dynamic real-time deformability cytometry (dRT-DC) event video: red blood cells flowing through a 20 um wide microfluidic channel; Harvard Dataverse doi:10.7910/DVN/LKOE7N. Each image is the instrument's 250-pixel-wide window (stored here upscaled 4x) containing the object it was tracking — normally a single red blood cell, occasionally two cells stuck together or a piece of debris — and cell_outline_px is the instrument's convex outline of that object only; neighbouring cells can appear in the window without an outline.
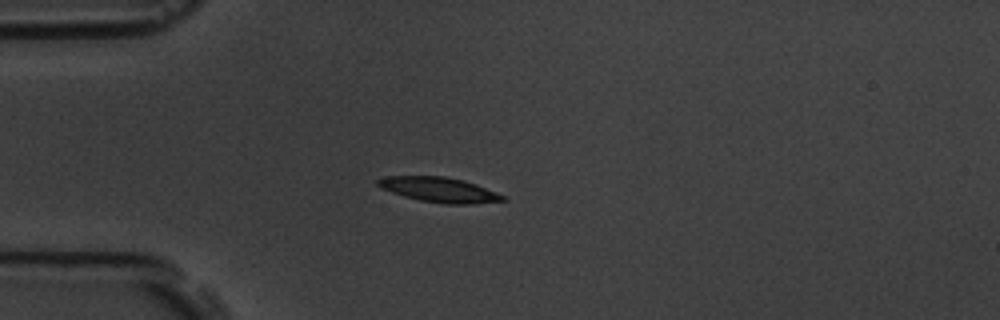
{"species": "common noctule bat (a hibernating species)", "species_latin": "Nyctalus noctula", "temperature_condition": "room temperature", "stored_images_in_passage": 7, "camera_frame_rate_fps": 3000, "um_per_image_px": 0.085, "animal": {"sex": "male", "body_mass_g": 19.5, "forearm_length_mm": 54.6}, "frame": {"image": 1, "passage_image": 4, "time_ms": 3.667, "image_size_px": [1000, 320], "cell_outline_px": [[508, 200], [472, 204], [444, 204], [420, 200], [404, 196], [380, 188], [376, 184], [376, 180], [384, 176], [444, 176], [464, 180], [476, 184], [496, 192], [504, 196]], "centroid_in_image_um": [37.32, 16.12], "position_along_channel_um": 47.7, "area_um2": 18.21}}
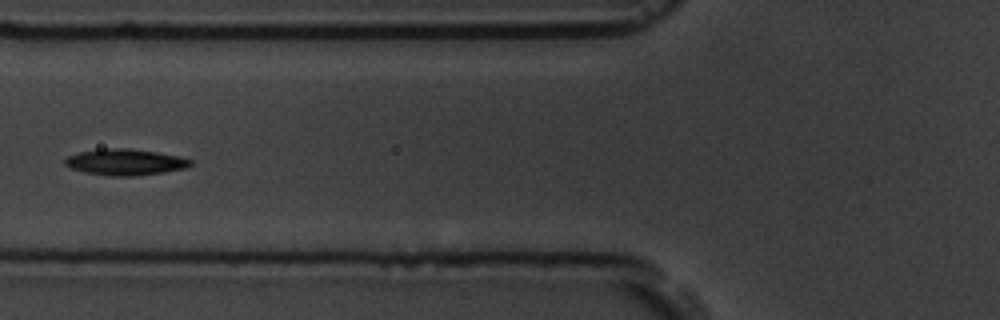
{"frame": {"image": 2, "passage_image": 6, "time_ms": 6.0, "image_size_px": [1000, 320], "cell_outline_px": [[192, 164], [184, 168], [164, 172], [132, 176], [112, 176], [84, 172], [72, 168], [64, 164], [64, 160], [68, 156], [80, 152], [104, 148], [128, 148], [156, 152], [176, 156], [192, 160]], "centroid_in_image_um": [10.62, 13.78], "position_along_channel_um": 115.2, "area_um2": 18.9}}
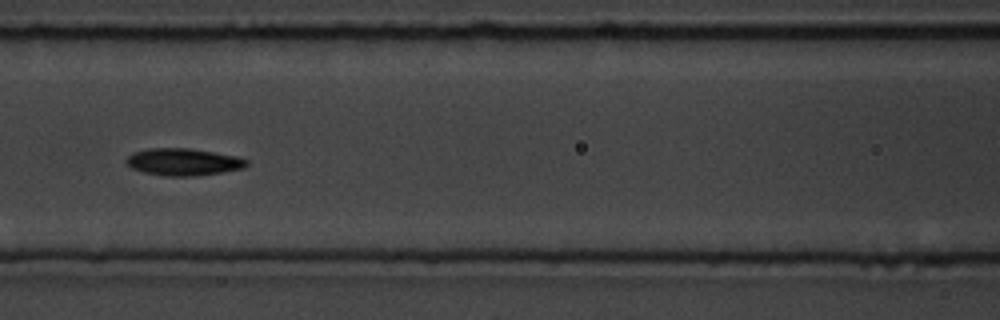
{"frame": {"image": 3, "passage_image": 7, "time_ms": 7.0, "image_size_px": [1000, 320], "cell_outline_px": [[248, 164], [244, 168], [196, 176], [168, 176], [144, 172], [132, 168], [124, 160], [132, 152], [148, 148], [188, 148], [236, 156], [248, 160]], "centroid_in_image_um": [15.56, 13.76], "position_along_channel_um": 151.0, "area_um2": 18.9}}